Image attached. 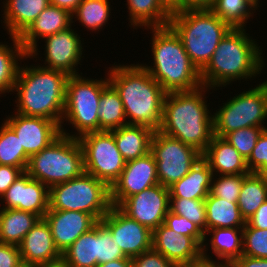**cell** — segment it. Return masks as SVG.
Listing matches in <instances>:
<instances>
[{
    "label": "cell",
    "mask_w": 267,
    "mask_h": 267,
    "mask_svg": "<svg viewBox=\"0 0 267 267\" xmlns=\"http://www.w3.org/2000/svg\"><path fill=\"white\" fill-rule=\"evenodd\" d=\"M170 211L186 217L206 232V206L204 200L170 198Z\"/></svg>",
    "instance_id": "38"
},
{
    "label": "cell",
    "mask_w": 267,
    "mask_h": 267,
    "mask_svg": "<svg viewBox=\"0 0 267 267\" xmlns=\"http://www.w3.org/2000/svg\"><path fill=\"white\" fill-rule=\"evenodd\" d=\"M96 267H132L131 258H121L109 261L107 263H102Z\"/></svg>",
    "instance_id": "54"
},
{
    "label": "cell",
    "mask_w": 267,
    "mask_h": 267,
    "mask_svg": "<svg viewBox=\"0 0 267 267\" xmlns=\"http://www.w3.org/2000/svg\"><path fill=\"white\" fill-rule=\"evenodd\" d=\"M69 267H96L98 265V222L83 233L63 253Z\"/></svg>",
    "instance_id": "30"
},
{
    "label": "cell",
    "mask_w": 267,
    "mask_h": 267,
    "mask_svg": "<svg viewBox=\"0 0 267 267\" xmlns=\"http://www.w3.org/2000/svg\"><path fill=\"white\" fill-rule=\"evenodd\" d=\"M72 14L66 9L49 5L30 26L18 37L28 58L38 55L37 42L57 32L64 31L73 23Z\"/></svg>",
    "instance_id": "20"
},
{
    "label": "cell",
    "mask_w": 267,
    "mask_h": 267,
    "mask_svg": "<svg viewBox=\"0 0 267 267\" xmlns=\"http://www.w3.org/2000/svg\"><path fill=\"white\" fill-rule=\"evenodd\" d=\"M33 267H69V266L67 265L65 260L61 257L55 261L38 264Z\"/></svg>",
    "instance_id": "55"
},
{
    "label": "cell",
    "mask_w": 267,
    "mask_h": 267,
    "mask_svg": "<svg viewBox=\"0 0 267 267\" xmlns=\"http://www.w3.org/2000/svg\"><path fill=\"white\" fill-rule=\"evenodd\" d=\"M258 7L256 0H215L210 10L232 28H244Z\"/></svg>",
    "instance_id": "35"
},
{
    "label": "cell",
    "mask_w": 267,
    "mask_h": 267,
    "mask_svg": "<svg viewBox=\"0 0 267 267\" xmlns=\"http://www.w3.org/2000/svg\"><path fill=\"white\" fill-rule=\"evenodd\" d=\"M111 206L110 188L86 172L49 188L48 210L81 211L100 221Z\"/></svg>",
    "instance_id": "9"
},
{
    "label": "cell",
    "mask_w": 267,
    "mask_h": 267,
    "mask_svg": "<svg viewBox=\"0 0 267 267\" xmlns=\"http://www.w3.org/2000/svg\"><path fill=\"white\" fill-rule=\"evenodd\" d=\"M0 267H24L17 245L0 243Z\"/></svg>",
    "instance_id": "46"
},
{
    "label": "cell",
    "mask_w": 267,
    "mask_h": 267,
    "mask_svg": "<svg viewBox=\"0 0 267 267\" xmlns=\"http://www.w3.org/2000/svg\"><path fill=\"white\" fill-rule=\"evenodd\" d=\"M40 219L31 212L0 208V243L18 246Z\"/></svg>",
    "instance_id": "29"
},
{
    "label": "cell",
    "mask_w": 267,
    "mask_h": 267,
    "mask_svg": "<svg viewBox=\"0 0 267 267\" xmlns=\"http://www.w3.org/2000/svg\"><path fill=\"white\" fill-rule=\"evenodd\" d=\"M153 66L140 64L166 93L196 90L201 72L192 63L179 35L170 26L150 27Z\"/></svg>",
    "instance_id": "5"
},
{
    "label": "cell",
    "mask_w": 267,
    "mask_h": 267,
    "mask_svg": "<svg viewBox=\"0 0 267 267\" xmlns=\"http://www.w3.org/2000/svg\"><path fill=\"white\" fill-rule=\"evenodd\" d=\"M132 267H177L153 248L131 259Z\"/></svg>",
    "instance_id": "45"
},
{
    "label": "cell",
    "mask_w": 267,
    "mask_h": 267,
    "mask_svg": "<svg viewBox=\"0 0 267 267\" xmlns=\"http://www.w3.org/2000/svg\"><path fill=\"white\" fill-rule=\"evenodd\" d=\"M158 2L170 15L182 11V0H158Z\"/></svg>",
    "instance_id": "53"
},
{
    "label": "cell",
    "mask_w": 267,
    "mask_h": 267,
    "mask_svg": "<svg viewBox=\"0 0 267 267\" xmlns=\"http://www.w3.org/2000/svg\"><path fill=\"white\" fill-rule=\"evenodd\" d=\"M2 209H17L38 215L41 219L49 209V188L24 172L3 194Z\"/></svg>",
    "instance_id": "18"
},
{
    "label": "cell",
    "mask_w": 267,
    "mask_h": 267,
    "mask_svg": "<svg viewBox=\"0 0 267 267\" xmlns=\"http://www.w3.org/2000/svg\"><path fill=\"white\" fill-rule=\"evenodd\" d=\"M85 172L103 181L109 188L118 180L126 161L118 150L111 131L89 132L78 137Z\"/></svg>",
    "instance_id": "11"
},
{
    "label": "cell",
    "mask_w": 267,
    "mask_h": 267,
    "mask_svg": "<svg viewBox=\"0 0 267 267\" xmlns=\"http://www.w3.org/2000/svg\"><path fill=\"white\" fill-rule=\"evenodd\" d=\"M247 175L248 174L216 175L215 178L213 175L209 193L213 196L223 198L224 200L237 202L242 182Z\"/></svg>",
    "instance_id": "39"
},
{
    "label": "cell",
    "mask_w": 267,
    "mask_h": 267,
    "mask_svg": "<svg viewBox=\"0 0 267 267\" xmlns=\"http://www.w3.org/2000/svg\"><path fill=\"white\" fill-rule=\"evenodd\" d=\"M44 219L61 254L98 222L91 214L75 210H48Z\"/></svg>",
    "instance_id": "19"
},
{
    "label": "cell",
    "mask_w": 267,
    "mask_h": 267,
    "mask_svg": "<svg viewBox=\"0 0 267 267\" xmlns=\"http://www.w3.org/2000/svg\"><path fill=\"white\" fill-rule=\"evenodd\" d=\"M114 65L109 67L108 80L119 93L127 124L142 125L157 131L161 126L167 93L139 63Z\"/></svg>",
    "instance_id": "1"
},
{
    "label": "cell",
    "mask_w": 267,
    "mask_h": 267,
    "mask_svg": "<svg viewBox=\"0 0 267 267\" xmlns=\"http://www.w3.org/2000/svg\"><path fill=\"white\" fill-rule=\"evenodd\" d=\"M215 0H182V11L210 9Z\"/></svg>",
    "instance_id": "51"
},
{
    "label": "cell",
    "mask_w": 267,
    "mask_h": 267,
    "mask_svg": "<svg viewBox=\"0 0 267 267\" xmlns=\"http://www.w3.org/2000/svg\"><path fill=\"white\" fill-rule=\"evenodd\" d=\"M100 221L111 231L112 240L119 245L126 257L132 259L152 249L153 232L129 218L118 207L111 206Z\"/></svg>",
    "instance_id": "14"
},
{
    "label": "cell",
    "mask_w": 267,
    "mask_h": 267,
    "mask_svg": "<svg viewBox=\"0 0 267 267\" xmlns=\"http://www.w3.org/2000/svg\"><path fill=\"white\" fill-rule=\"evenodd\" d=\"M121 258L128 257L112 240L111 231L101 221H98V265Z\"/></svg>",
    "instance_id": "42"
},
{
    "label": "cell",
    "mask_w": 267,
    "mask_h": 267,
    "mask_svg": "<svg viewBox=\"0 0 267 267\" xmlns=\"http://www.w3.org/2000/svg\"><path fill=\"white\" fill-rule=\"evenodd\" d=\"M131 27H162L169 25L171 15L158 0H127Z\"/></svg>",
    "instance_id": "31"
},
{
    "label": "cell",
    "mask_w": 267,
    "mask_h": 267,
    "mask_svg": "<svg viewBox=\"0 0 267 267\" xmlns=\"http://www.w3.org/2000/svg\"><path fill=\"white\" fill-rule=\"evenodd\" d=\"M206 206V231L213 228H243L245 220L240 214L237 202L209 195Z\"/></svg>",
    "instance_id": "28"
},
{
    "label": "cell",
    "mask_w": 267,
    "mask_h": 267,
    "mask_svg": "<svg viewBox=\"0 0 267 267\" xmlns=\"http://www.w3.org/2000/svg\"><path fill=\"white\" fill-rule=\"evenodd\" d=\"M108 84V76L100 80L86 79L80 74L68 77L65 107L60 127L62 135L78 138L85 133L99 131L100 96ZM64 119L77 130L74 135L63 128Z\"/></svg>",
    "instance_id": "8"
},
{
    "label": "cell",
    "mask_w": 267,
    "mask_h": 267,
    "mask_svg": "<svg viewBox=\"0 0 267 267\" xmlns=\"http://www.w3.org/2000/svg\"><path fill=\"white\" fill-rule=\"evenodd\" d=\"M25 172L48 188L81 176L85 169L78 138L61 134L48 147L29 157Z\"/></svg>",
    "instance_id": "7"
},
{
    "label": "cell",
    "mask_w": 267,
    "mask_h": 267,
    "mask_svg": "<svg viewBox=\"0 0 267 267\" xmlns=\"http://www.w3.org/2000/svg\"><path fill=\"white\" fill-rule=\"evenodd\" d=\"M213 175L249 174L246 160L224 138L213 135L211 142L202 153Z\"/></svg>",
    "instance_id": "23"
},
{
    "label": "cell",
    "mask_w": 267,
    "mask_h": 267,
    "mask_svg": "<svg viewBox=\"0 0 267 267\" xmlns=\"http://www.w3.org/2000/svg\"><path fill=\"white\" fill-rule=\"evenodd\" d=\"M217 267H225V264H219Z\"/></svg>",
    "instance_id": "57"
},
{
    "label": "cell",
    "mask_w": 267,
    "mask_h": 267,
    "mask_svg": "<svg viewBox=\"0 0 267 267\" xmlns=\"http://www.w3.org/2000/svg\"><path fill=\"white\" fill-rule=\"evenodd\" d=\"M110 10L108 0H82L72 13V19H77L88 30L99 32V29L110 20Z\"/></svg>",
    "instance_id": "37"
},
{
    "label": "cell",
    "mask_w": 267,
    "mask_h": 267,
    "mask_svg": "<svg viewBox=\"0 0 267 267\" xmlns=\"http://www.w3.org/2000/svg\"><path fill=\"white\" fill-rule=\"evenodd\" d=\"M4 122L15 132L21 147L29 155L40 152L60 135V125L42 117H32L15 113Z\"/></svg>",
    "instance_id": "16"
},
{
    "label": "cell",
    "mask_w": 267,
    "mask_h": 267,
    "mask_svg": "<svg viewBox=\"0 0 267 267\" xmlns=\"http://www.w3.org/2000/svg\"><path fill=\"white\" fill-rule=\"evenodd\" d=\"M29 157L15 132L3 122L0 127V165L14 166L25 172Z\"/></svg>",
    "instance_id": "36"
},
{
    "label": "cell",
    "mask_w": 267,
    "mask_h": 267,
    "mask_svg": "<svg viewBox=\"0 0 267 267\" xmlns=\"http://www.w3.org/2000/svg\"><path fill=\"white\" fill-rule=\"evenodd\" d=\"M150 152L156 162L159 184L167 188L188 174L202 158L196 148L158 130L152 135Z\"/></svg>",
    "instance_id": "12"
},
{
    "label": "cell",
    "mask_w": 267,
    "mask_h": 267,
    "mask_svg": "<svg viewBox=\"0 0 267 267\" xmlns=\"http://www.w3.org/2000/svg\"><path fill=\"white\" fill-rule=\"evenodd\" d=\"M208 243L204 242L202 245V257L196 261L183 263L177 265V267H217L219 263L215 260H212V257L207 255V246Z\"/></svg>",
    "instance_id": "49"
},
{
    "label": "cell",
    "mask_w": 267,
    "mask_h": 267,
    "mask_svg": "<svg viewBox=\"0 0 267 267\" xmlns=\"http://www.w3.org/2000/svg\"><path fill=\"white\" fill-rule=\"evenodd\" d=\"M242 255L267 258V229L250 227L245 223L243 227Z\"/></svg>",
    "instance_id": "41"
},
{
    "label": "cell",
    "mask_w": 267,
    "mask_h": 267,
    "mask_svg": "<svg viewBox=\"0 0 267 267\" xmlns=\"http://www.w3.org/2000/svg\"><path fill=\"white\" fill-rule=\"evenodd\" d=\"M10 37L13 45L0 43V94L13 92L19 66H22L18 60L21 62L23 58H28L19 38Z\"/></svg>",
    "instance_id": "32"
},
{
    "label": "cell",
    "mask_w": 267,
    "mask_h": 267,
    "mask_svg": "<svg viewBox=\"0 0 267 267\" xmlns=\"http://www.w3.org/2000/svg\"><path fill=\"white\" fill-rule=\"evenodd\" d=\"M24 267L55 261L62 257L56 248L49 224L40 219L18 245Z\"/></svg>",
    "instance_id": "22"
},
{
    "label": "cell",
    "mask_w": 267,
    "mask_h": 267,
    "mask_svg": "<svg viewBox=\"0 0 267 267\" xmlns=\"http://www.w3.org/2000/svg\"><path fill=\"white\" fill-rule=\"evenodd\" d=\"M164 224L181 235L192 237L201 247L205 242L204 232L184 216L176 215L169 210Z\"/></svg>",
    "instance_id": "43"
},
{
    "label": "cell",
    "mask_w": 267,
    "mask_h": 267,
    "mask_svg": "<svg viewBox=\"0 0 267 267\" xmlns=\"http://www.w3.org/2000/svg\"><path fill=\"white\" fill-rule=\"evenodd\" d=\"M81 1L82 0H49L51 5L66 9L71 14L77 9Z\"/></svg>",
    "instance_id": "52"
},
{
    "label": "cell",
    "mask_w": 267,
    "mask_h": 267,
    "mask_svg": "<svg viewBox=\"0 0 267 267\" xmlns=\"http://www.w3.org/2000/svg\"><path fill=\"white\" fill-rule=\"evenodd\" d=\"M152 248L176 266L202 257V247L192 237L181 235L164 223L153 231Z\"/></svg>",
    "instance_id": "21"
},
{
    "label": "cell",
    "mask_w": 267,
    "mask_h": 267,
    "mask_svg": "<svg viewBox=\"0 0 267 267\" xmlns=\"http://www.w3.org/2000/svg\"><path fill=\"white\" fill-rule=\"evenodd\" d=\"M232 265L234 267H267V258H255L241 255Z\"/></svg>",
    "instance_id": "50"
},
{
    "label": "cell",
    "mask_w": 267,
    "mask_h": 267,
    "mask_svg": "<svg viewBox=\"0 0 267 267\" xmlns=\"http://www.w3.org/2000/svg\"><path fill=\"white\" fill-rule=\"evenodd\" d=\"M49 5V0L3 1L2 18L8 35L19 37Z\"/></svg>",
    "instance_id": "24"
},
{
    "label": "cell",
    "mask_w": 267,
    "mask_h": 267,
    "mask_svg": "<svg viewBox=\"0 0 267 267\" xmlns=\"http://www.w3.org/2000/svg\"><path fill=\"white\" fill-rule=\"evenodd\" d=\"M246 165L250 173L267 177V129L259 136L253 151L246 159Z\"/></svg>",
    "instance_id": "44"
},
{
    "label": "cell",
    "mask_w": 267,
    "mask_h": 267,
    "mask_svg": "<svg viewBox=\"0 0 267 267\" xmlns=\"http://www.w3.org/2000/svg\"><path fill=\"white\" fill-rule=\"evenodd\" d=\"M169 25L181 38L186 53L200 72L210 62L219 42L232 29L210 9L174 13Z\"/></svg>",
    "instance_id": "6"
},
{
    "label": "cell",
    "mask_w": 267,
    "mask_h": 267,
    "mask_svg": "<svg viewBox=\"0 0 267 267\" xmlns=\"http://www.w3.org/2000/svg\"><path fill=\"white\" fill-rule=\"evenodd\" d=\"M213 172L201 158L182 179L169 187L170 198L205 200L209 195Z\"/></svg>",
    "instance_id": "25"
},
{
    "label": "cell",
    "mask_w": 267,
    "mask_h": 267,
    "mask_svg": "<svg viewBox=\"0 0 267 267\" xmlns=\"http://www.w3.org/2000/svg\"><path fill=\"white\" fill-rule=\"evenodd\" d=\"M23 173L24 171L20 168L0 165V198Z\"/></svg>",
    "instance_id": "47"
},
{
    "label": "cell",
    "mask_w": 267,
    "mask_h": 267,
    "mask_svg": "<svg viewBox=\"0 0 267 267\" xmlns=\"http://www.w3.org/2000/svg\"><path fill=\"white\" fill-rule=\"evenodd\" d=\"M98 117L99 131H111L127 125L124 105L119 93L110 83L102 90Z\"/></svg>",
    "instance_id": "33"
},
{
    "label": "cell",
    "mask_w": 267,
    "mask_h": 267,
    "mask_svg": "<svg viewBox=\"0 0 267 267\" xmlns=\"http://www.w3.org/2000/svg\"><path fill=\"white\" fill-rule=\"evenodd\" d=\"M157 184V167L151 152L127 161L120 177L110 188L111 205L118 207L126 198Z\"/></svg>",
    "instance_id": "15"
},
{
    "label": "cell",
    "mask_w": 267,
    "mask_h": 267,
    "mask_svg": "<svg viewBox=\"0 0 267 267\" xmlns=\"http://www.w3.org/2000/svg\"><path fill=\"white\" fill-rule=\"evenodd\" d=\"M68 75L42 66H19L13 91L18 114L42 117L61 127Z\"/></svg>",
    "instance_id": "4"
},
{
    "label": "cell",
    "mask_w": 267,
    "mask_h": 267,
    "mask_svg": "<svg viewBox=\"0 0 267 267\" xmlns=\"http://www.w3.org/2000/svg\"><path fill=\"white\" fill-rule=\"evenodd\" d=\"M225 267H234L232 264H225Z\"/></svg>",
    "instance_id": "56"
},
{
    "label": "cell",
    "mask_w": 267,
    "mask_h": 267,
    "mask_svg": "<svg viewBox=\"0 0 267 267\" xmlns=\"http://www.w3.org/2000/svg\"><path fill=\"white\" fill-rule=\"evenodd\" d=\"M250 227L267 229V200L258 207L257 211L246 221Z\"/></svg>",
    "instance_id": "48"
},
{
    "label": "cell",
    "mask_w": 267,
    "mask_h": 267,
    "mask_svg": "<svg viewBox=\"0 0 267 267\" xmlns=\"http://www.w3.org/2000/svg\"><path fill=\"white\" fill-rule=\"evenodd\" d=\"M211 235L210 245L214 256H217L219 264H232L243 251V228H213L205 233Z\"/></svg>",
    "instance_id": "27"
},
{
    "label": "cell",
    "mask_w": 267,
    "mask_h": 267,
    "mask_svg": "<svg viewBox=\"0 0 267 267\" xmlns=\"http://www.w3.org/2000/svg\"><path fill=\"white\" fill-rule=\"evenodd\" d=\"M72 26L64 31L57 32L44 38L45 60L42 67L59 70L68 76L78 75L76 70L79 61H82V41ZM47 64V65H46Z\"/></svg>",
    "instance_id": "17"
},
{
    "label": "cell",
    "mask_w": 267,
    "mask_h": 267,
    "mask_svg": "<svg viewBox=\"0 0 267 267\" xmlns=\"http://www.w3.org/2000/svg\"><path fill=\"white\" fill-rule=\"evenodd\" d=\"M115 143L124 160L131 161L150 152L154 130L142 125H124L111 130Z\"/></svg>",
    "instance_id": "26"
},
{
    "label": "cell",
    "mask_w": 267,
    "mask_h": 267,
    "mask_svg": "<svg viewBox=\"0 0 267 267\" xmlns=\"http://www.w3.org/2000/svg\"><path fill=\"white\" fill-rule=\"evenodd\" d=\"M267 200V177L249 173L242 182L238 207L245 222Z\"/></svg>",
    "instance_id": "34"
},
{
    "label": "cell",
    "mask_w": 267,
    "mask_h": 267,
    "mask_svg": "<svg viewBox=\"0 0 267 267\" xmlns=\"http://www.w3.org/2000/svg\"><path fill=\"white\" fill-rule=\"evenodd\" d=\"M118 208L153 232L170 210L169 188L157 184L126 198Z\"/></svg>",
    "instance_id": "13"
},
{
    "label": "cell",
    "mask_w": 267,
    "mask_h": 267,
    "mask_svg": "<svg viewBox=\"0 0 267 267\" xmlns=\"http://www.w3.org/2000/svg\"><path fill=\"white\" fill-rule=\"evenodd\" d=\"M208 89L202 85L192 91L167 93L158 131L203 153L213 136V115L205 96Z\"/></svg>",
    "instance_id": "2"
},
{
    "label": "cell",
    "mask_w": 267,
    "mask_h": 267,
    "mask_svg": "<svg viewBox=\"0 0 267 267\" xmlns=\"http://www.w3.org/2000/svg\"><path fill=\"white\" fill-rule=\"evenodd\" d=\"M248 35L245 28H232L224 36L210 62L201 71L203 86L217 90L216 87H225L236 80H251L261 73L265 67L263 52Z\"/></svg>",
    "instance_id": "3"
},
{
    "label": "cell",
    "mask_w": 267,
    "mask_h": 267,
    "mask_svg": "<svg viewBox=\"0 0 267 267\" xmlns=\"http://www.w3.org/2000/svg\"><path fill=\"white\" fill-rule=\"evenodd\" d=\"M267 120V80L235 95L213 115V135L227 134L247 127H265Z\"/></svg>",
    "instance_id": "10"
},
{
    "label": "cell",
    "mask_w": 267,
    "mask_h": 267,
    "mask_svg": "<svg viewBox=\"0 0 267 267\" xmlns=\"http://www.w3.org/2000/svg\"><path fill=\"white\" fill-rule=\"evenodd\" d=\"M267 127H247L227 134L224 139L229 142L246 160L253 151L261 133Z\"/></svg>",
    "instance_id": "40"
}]
</instances>
